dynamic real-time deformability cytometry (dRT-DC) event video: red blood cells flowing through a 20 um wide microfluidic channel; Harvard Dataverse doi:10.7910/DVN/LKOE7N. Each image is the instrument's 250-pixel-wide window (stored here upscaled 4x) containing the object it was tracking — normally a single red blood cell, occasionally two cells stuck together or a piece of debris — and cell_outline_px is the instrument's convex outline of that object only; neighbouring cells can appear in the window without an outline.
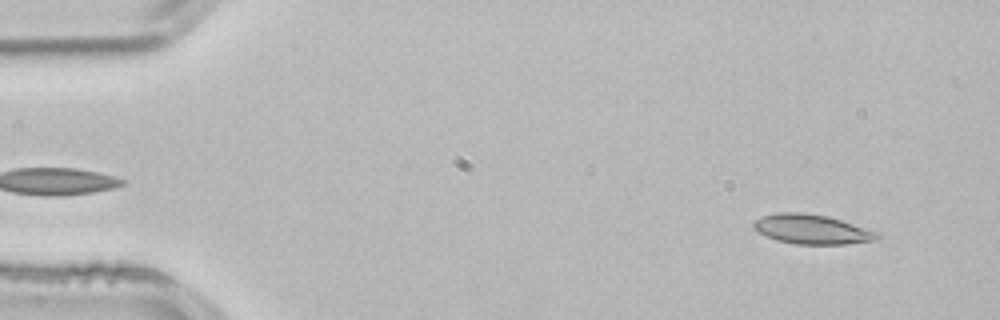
{"species": "common noctule bat (a hibernating species)", "species_latin": "Nyctalus noctula", "temperature_condition": "room temperature", "stored_images_in_passage": 20, "camera_frame_rate_fps": 3000, "um_per_image_px": 0.085, "animal": {"sex": "male", "body_mass_g": 21.5, "forearm_length_mm": 52.0}, "frame": {"image": 1, "passage_image": 4, "time_ms": 1.0, "image_size_px": [1000, 320], "cell_outline_px": [[880, 236], [876, 240], [844, 244], [796, 244], [776, 240], [752, 228], [752, 224], [756, 220], [764, 216], [776, 212], [804, 212], [828, 216], [880, 232]], "centroid_in_image_um": [69.03, 19.48], "position_along_channel_um": 16.0, "area_um2": 21.27}}
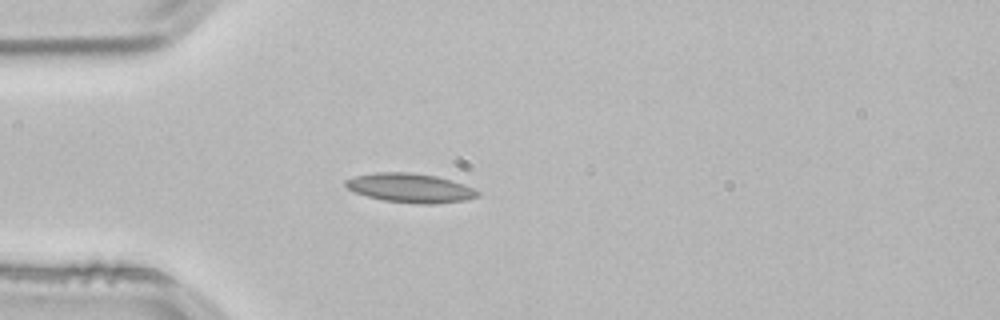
{"frame": {"image": 2, "passage_image": 14, "time_ms": 4.333, "image_size_px": [1000, 320], "cell_outline_px": [[480, 196], [464, 200], [432, 204], [420, 204], [384, 200], [368, 196], [356, 192], [348, 188], [344, 184], [344, 180], [352, 176], [372, 172], [408, 172], [436, 176], [452, 180], [472, 188], [480, 192]], "centroid_in_image_um": [34.84, 15.96], "position_along_channel_um": 50.2, "area_um2": 22.37}}